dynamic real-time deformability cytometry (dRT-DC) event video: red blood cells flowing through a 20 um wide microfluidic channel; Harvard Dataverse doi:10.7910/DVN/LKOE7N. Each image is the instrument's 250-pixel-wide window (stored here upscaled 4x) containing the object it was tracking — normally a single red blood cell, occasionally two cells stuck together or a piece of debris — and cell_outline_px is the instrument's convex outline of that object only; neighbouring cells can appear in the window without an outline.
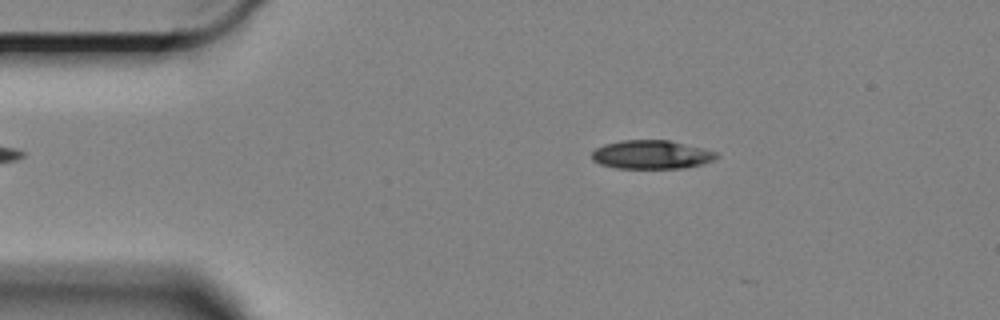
{"species": "Egyptian fruit bat (a non-hibernating species)", "species_latin": "Rousettus aegyptiacus", "temperature_condition": "cold", "stored_images_in_passage": 11, "camera_frame_rate_fps": 3000, "um_per_image_px": 0.085, "animal": {"sex": "female"}, "frame": {"image": 1, "passage_image": 9, "time_ms": 2.667, "image_size_px": [1000, 320], "cell_outline_px": [[720, 156], [712, 160], [700, 164], [684, 168], [616, 168], [600, 164], [592, 160], [592, 152], [596, 148], [604, 144], [620, 140], [668, 140], [704, 148], [716, 152]], "centroid_in_image_um": [55.36, 13.14], "position_along_channel_um": 29.6, "area_um2": 20.81}}